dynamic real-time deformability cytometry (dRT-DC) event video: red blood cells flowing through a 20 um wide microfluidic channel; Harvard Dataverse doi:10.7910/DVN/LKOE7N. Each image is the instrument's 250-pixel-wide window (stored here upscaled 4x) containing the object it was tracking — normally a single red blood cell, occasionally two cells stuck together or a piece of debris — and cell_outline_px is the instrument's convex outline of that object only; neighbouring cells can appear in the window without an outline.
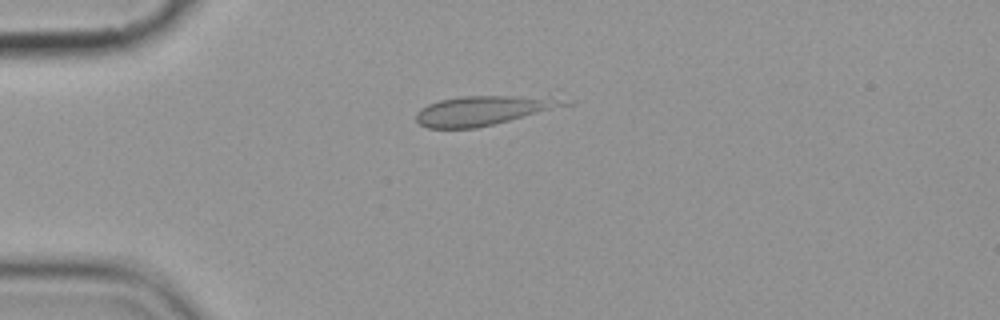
{"species": "common noctule bat (a hibernating species)", "species_latin": "Nyctalus noctula", "temperature_condition": "cold", "stored_images_in_passage": 6, "camera_frame_rate_fps": 3000, "um_per_image_px": 0.085, "animal": {"sex": "female", "body_mass_g": 19.9}, "frame": {"image": 1, "passage_image": 4, "time_ms": 3.333, "image_size_px": [1000, 320], "cell_outline_px": [[576, 104], [476, 128], [428, 128], [420, 124], [416, 120], [416, 112], [420, 108], [428, 104], [440, 100], [460, 96], [512, 96], [576, 100]], "centroid_in_image_um": [41.1, 9.39], "position_along_channel_um": 43.9, "area_um2": 25.32}}